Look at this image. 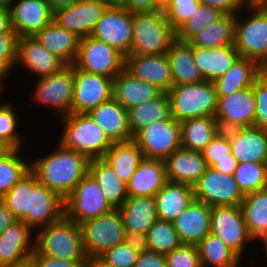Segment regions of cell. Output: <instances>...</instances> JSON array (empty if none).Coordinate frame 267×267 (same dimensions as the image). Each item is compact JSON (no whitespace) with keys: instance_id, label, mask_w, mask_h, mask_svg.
I'll list each match as a JSON object with an SVG mask.
<instances>
[{"instance_id":"6f0895ef","label":"cell","mask_w":267,"mask_h":267,"mask_svg":"<svg viewBox=\"0 0 267 267\" xmlns=\"http://www.w3.org/2000/svg\"><path fill=\"white\" fill-rule=\"evenodd\" d=\"M34 267H84L86 262H70L50 256L33 253Z\"/></svg>"},{"instance_id":"2e32d148","label":"cell","mask_w":267,"mask_h":267,"mask_svg":"<svg viewBox=\"0 0 267 267\" xmlns=\"http://www.w3.org/2000/svg\"><path fill=\"white\" fill-rule=\"evenodd\" d=\"M113 97V78L87 73L74 65L71 113H89Z\"/></svg>"},{"instance_id":"7c38bea8","label":"cell","mask_w":267,"mask_h":267,"mask_svg":"<svg viewBox=\"0 0 267 267\" xmlns=\"http://www.w3.org/2000/svg\"><path fill=\"white\" fill-rule=\"evenodd\" d=\"M133 140L141 149L143 158L164 161L181 147L180 123L170 116L143 128Z\"/></svg>"},{"instance_id":"c3c4849f","label":"cell","mask_w":267,"mask_h":267,"mask_svg":"<svg viewBox=\"0 0 267 267\" xmlns=\"http://www.w3.org/2000/svg\"><path fill=\"white\" fill-rule=\"evenodd\" d=\"M223 15L217 9L201 4L198 10L176 31V38L189 42L205 26L220 19Z\"/></svg>"},{"instance_id":"be15d7a7","label":"cell","mask_w":267,"mask_h":267,"mask_svg":"<svg viewBox=\"0 0 267 267\" xmlns=\"http://www.w3.org/2000/svg\"><path fill=\"white\" fill-rule=\"evenodd\" d=\"M53 12L67 8L79 0H46Z\"/></svg>"},{"instance_id":"bcb514c9","label":"cell","mask_w":267,"mask_h":267,"mask_svg":"<svg viewBox=\"0 0 267 267\" xmlns=\"http://www.w3.org/2000/svg\"><path fill=\"white\" fill-rule=\"evenodd\" d=\"M234 179L243 195L267 188V164L238 163Z\"/></svg>"},{"instance_id":"4dcf8cb0","label":"cell","mask_w":267,"mask_h":267,"mask_svg":"<svg viewBox=\"0 0 267 267\" xmlns=\"http://www.w3.org/2000/svg\"><path fill=\"white\" fill-rule=\"evenodd\" d=\"M49 52L66 65H73L79 52L80 37L51 22L34 36Z\"/></svg>"},{"instance_id":"1f68e13d","label":"cell","mask_w":267,"mask_h":267,"mask_svg":"<svg viewBox=\"0 0 267 267\" xmlns=\"http://www.w3.org/2000/svg\"><path fill=\"white\" fill-rule=\"evenodd\" d=\"M154 197L158 219L171 222L195 199L192 185L169 181L164 184Z\"/></svg>"},{"instance_id":"681fc988","label":"cell","mask_w":267,"mask_h":267,"mask_svg":"<svg viewBox=\"0 0 267 267\" xmlns=\"http://www.w3.org/2000/svg\"><path fill=\"white\" fill-rule=\"evenodd\" d=\"M18 41L19 36L13 29L8 33L0 34V88H5L7 86L5 82L12 78L10 76H13L12 71L15 70L17 60Z\"/></svg>"},{"instance_id":"603a6c76","label":"cell","mask_w":267,"mask_h":267,"mask_svg":"<svg viewBox=\"0 0 267 267\" xmlns=\"http://www.w3.org/2000/svg\"><path fill=\"white\" fill-rule=\"evenodd\" d=\"M119 210L129 238L141 240L158 219L155 197H128Z\"/></svg>"},{"instance_id":"e7e4bbea","label":"cell","mask_w":267,"mask_h":267,"mask_svg":"<svg viewBox=\"0 0 267 267\" xmlns=\"http://www.w3.org/2000/svg\"><path fill=\"white\" fill-rule=\"evenodd\" d=\"M243 8H267V0H240Z\"/></svg>"},{"instance_id":"277c9868","label":"cell","mask_w":267,"mask_h":267,"mask_svg":"<svg viewBox=\"0 0 267 267\" xmlns=\"http://www.w3.org/2000/svg\"><path fill=\"white\" fill-rule=\"evenodd\" d=\"M176 39L161 10L132 13V42L129 54H166Z\"/></svg>"},{"instance_id":"a7ac6f4b","label":"cell","mask_w":267,"mask_h":267,"mask_svg":"<svg viewBox=\"0 0 267 267\" xmlns=\"http://www.w3.org/2000/svg\"><path fill=\"white\" fill-rule=\"evenodd\" d=\"M171 3V0H154V11L161 10L164 11L169 4Z\"/></svg>"},{"instance_id":"8992f818","label":"cell","mask_w":267,"mask_h":267,"mask_svg":"<svg viewBox=\"0 0 267 267\" xmlns=\"http://www.w3.org/2000/svg\"><path fill=\"white\" fill-rule=\"evenodd\" d=\"M170 98L171 116L181 123L193 118L215 116L217 93L214 83H197L172 86L167 92Z\"/></svg>"},{"instance_id":"4316f807","label":"cell","mask_w":267,"mask_h":267,"mask_svg":"<svg viewBox=\"0 0 267 267\" xmlns=\"http://www.w3.org/2000/svg\"><path fill=\"white\" fill-rule=\"evenodd\" d=\"M112 142L133 140L128 126V111L114 98L88 113Z\"/></svg>"},{"instance_id":"d6a6232c","label":"cell","mask_w":267,"mask_h":267,"mask_svg":"<svg viewBox=\"0 0 267 267\" xmlns=\"http://www.w3.org/2000/svg\"><path fill=\"white\" fill-rule=\"evenodd\" d=\"M171 67L173 86L203 81V77L195 65L193 46L177 38L166 53Z\"/></svg>"},{"instance_id":"f1b7e54d","label":"cell","mask_w":267,"mask_h":267,"mask_svg":"<svg viewBox=\"0 0 267 267\" xmlns=\"http://www.w3.org/2000/svg\"><path fill=\"white\" fill-rule=\"evenodd\" d=\"M166 182L164 161L143 158L126 184L127 195L128 197H154Z\"/></svg>"},{"instance_id":"ac0fdd59","label":"cell","mask_w":267,"mask_h":267,"mask_svg":"<svg viewBox=\"0 0 267 267\" xmlns=\"http://www.w3.org/2000/svg\"><path fill=\"white\" fill-rule=\"evenodd\" d=\"M21 68L36 79L60 72L67 65L49 52L35 37H21L18 41L15 70ZM25 69V70H24Z\"/></svg>"},{"instance_id":"8c879c8a","label":"cell","mask_w":267,"mask_h":267,"mask_svg":"<svg viewBox=\"0 0 267 267\" xmlns=\"http://www.w3.org/2000/svg\"><path fill=\"white\" fill-rule=\"evenodd\" d=\"M14 0H0V8H6V9H9L11 3L13 2Z\"/></svg>"},{"instance_id":"9c48e42d","label":"cell","mask_w":267,"mask_h":267,"mask_svg":"<svg viewBox=\"0 0 267 267\" xmlns=\"http://www.w3.org/2000/svg\"><path fill=\"white\" fill-rule=\"evenodd\" d=\"M113 209L102 188L89 173L77 183L74 191L64 200V216L78 225Z\"/></svg>"},{"instance_id":"89a4df30","label":"cell","mask_w":267,"mask_h":267,"mask_svg":"<svg viewBox=\"0 0 267 267\" xmlns=\"http://www.w3.org/2000/svg\"><path fill=\"white\" fill-rule=\"evenodd\" d=\"M259 243H261L260 246H262V248L259 247V249L262 250V252L264 253L263 255H265L264 257L266 258L264 263H267V236L260 240Z\"/></svg>"},{"instance_id":"ee69618b","label":"cell","mask_w":267,"mask_h":267,"mask_svg":"<svg viewBox=\"0 0 267 267\" xmlns=\"http://www.w3.org/2000/svg\"><path fill=\"white\" fill-rule=\"evenodd\" d=\"M23 152L26 154L23 149H11L0 157V197L30 170V157L26 158Z\"/></svg>"},{"instance_id":"d590c367","label":"cell","mask_w":267,"mask_h":267,"mask_svg":"<svg viewBox=\"0 0 267 267\" xmlns=\"http://www.w3.org/2000/svg\"><path fill=\"white\" fill-rule=\"evenodd\" d=\"M263 70L254 60L240 57L214 82L217 96L229 95L253 86L254 80Z\"/></svg>"},{"instance_id":"db71d44e","label":"cell","mask_w":267,"mask_h":267,"mask_svg":"<svg viewBox=\"0 0 267 267\" xmlns=\"http://www.w3.org/2000/svg\"><path fill=\"white\" fill-rule=\"evenodd\" d=\"M167 267H201L197 245L182 244L166 254Z\"/></svg>"},{"instance_id":"b9f144b4","label":"cell","mask_w":267,"mask_h":267,"mask_svg":"<svg viewBox=\"0 0 267 267\" xmlns=\"http://www.w3.org/2000/svg\"><path fill=\"white\" fill-rule=\"evenodd\" d=\"M5 90V88H0V139L11 149H25L24 131H21L19 126L21 124L20 120H23L22 118L20 119V114H22L19 113L18 108L20 106L16 107V104L9 102V100L1 99L2 97L5 98L2 94Z\"/></svg>"},{"instance_id":"ba28073f","label":"cell","mask_w":267,"mask_h":267,"mask_svg":"<svg viewBox=\"0 0 267 267\" xmlns=\"http://www.w3.org/2000/svg\"><path fill=\"white\" fill-rule=\"evenodd\" d=\"M83 249L88 258L99 257L106 250L129 239L119 209L80 224Z\"/></svg>"},{"instance_id":"52a82bcc","label":"cell","mask_w":267,"mask_h":267,"mask_svg":"<svg viewBox=\"0 0 267 267\" xmlns=\"http://www.w3.org/2000/svg\"><path fill=\"white\" fill-rule=\"evenodd\" d=\"M32 83L28 99L37 107L51 109L55 118H61L71 113L74 90V64L67 65L60 72L36 78ZM49 108V109H48Z\"/></svg>"},{"instance_id":"e0dca14e","label":"cell","mask_w":267,"mask_h":267,"mask_svg":"<svg viewBox=\"0 0 267 267\" xmlns=\"http://www.w3.org/2000/svg\"><path fill=\"white\" fill-rule=\"evenodd\" d=\"M122 53L129 55L132 42V13L120 4H112L91 34Z\"/></svg>"},{"instance_id":"f6af8a7d","label":"cell","mask_w":267,"mask_h":267,"mask_svg":"<svg viewBox=\"0 0 267 267\" xmlns=\"http://www.w3.org/2000/svg\"><path fill=\"white\" fill-rule=\"evenodd\" d=\"M38 183L36 174L30 169L9 192L1 197V201L18 221H21L29 210V189H33Z\"/></svg>"},{"instance_id":"e575fe53","label":"cell","mask_w":267,"mask_h":267,"mask_svg":"<svg viewBox=\"0 0 267 267\" xmlns=\"http://www.w3.org/2000/svg\"><path fill=\"white\" fill-rule=\"evenodd\" d=\"M128 111V126L134 137L151 123L166 120L171 116L168 93L161 92L156 98L132 107Z\"/></svg>"},{"instance_id":"d6986e66","label":"cell","mask_w":267,"mask_h":267,"mask_svg":"<svg viewBox=\"0 0 267 267\" xmlns=\"http://www.w3.org/2000/svg\"><path fill=\"white\" fill-rule=\"evenodd\" d=\"M64 216V200L45 185L29 189V210L21 220L34 232L59 221Z\"/></svg>"},{"instance_id":"5bb4252c","label":"cell","mask_w":267,"mask_h":267,"mask_svg":"<svg viewBox=\"0 0 267 267\" xmlns=\"http://www.w3.org/2000/svg\"><path fill=\"white\" fill-rule=\"evenodd\" d=\"M215 119L221 131L254 126L256 100L253 86L217 96Z\"/></svg>"},{"instance_id":"f546056e","label":"cell","mask_w":267,"mask_h":267,"mask_svg":"<svg viewBox=\"0 0 267 267\" xmlns=\"http://www.w3.org/2000/svg\"><path fill=\"white\" fill-rule=\"evenodd\" d=\"M162 91L134 77L125 68L113 78V97L126 109L156 98Z\"/></svg>"},{"instance_id":"816d5d0a","label":"cell","mask_w":267,"mask_h":267,"mask_svg":"<svg viewBox=\"0 0 267 267\" xmlns=\"http://www.w3.org/2000/svg\"><path fill=\"white\" fill-rule=\"evenodd\" d=\"M256 110L254 126L267 130V69L254 80Z\"/></svg>"},{"instance_id":"2644e50d","label":"cell","mask_w":267,"mask_h":267,"mask_svg":"<svg viewBox=\"0 0 267 267\" xmlns=\"http://www.w3.org/2000/svg\"><path fill=\"white\" fill-rule=\"evenodd\" d=\"M10 150L11 148L0 139V157L4 156Z\"/></svg>"},{"instance_id":"60d3db41","label":"cell","mask_w":267,"mask_h":267,"mask_svg":"<svg viewBox=\"0 0 267 267\" xmlns=\"http://www.w3.org/2000/svg\"><path fill=\"white\" fill-rule=\"evenodd\" d=\"M235 16L223 15L220 19L205 26L189 43L201 48H220L234 45Z\"/></svg>"},{"instance_id":"6da1fadb","label":"cell","mask_w":267,"mask_h":267,"mask_svg":"<svg viewBox=\"0 0 267 267\" xmlns=\"http://www.w3.org/2000/svg\"><path fill=\"white\" fill-rule=\"evenodd\" d=\"M48 153L30 158V169L38 182L65 200L77 183L88 173L89 159L78 152L66 149L59 143Z\"/></svg>"},{"instance_id":"3957f363","label":"cell","mask_w":267,"mask_h":267,"mask_svg":"<svg viewBox=\"0 0 267 267\" xmlns=\"http://www.w3.org/2000/svg\"><path fill=\"white\" fill-rule=\"evenodd\" d=\"M34 253L70 262H86L80 225L63 216L35 232Z\"/></svg>"},{"instance_id":"30bf717a","label":"cell","mask_w":267,"mask_h":267,"mask_svg":"<svg viewBox=\"0 0 267 267\" xmlns=\"http://www.w3.org/2000/svg\"><path fill=\"white\" fill-rule=\"evenodd\" d=\"M210 232L243 258L244 264L247 247H258L248 233L240 205L211 207Z\"/></svg>"},{"instance_id":"7dc6e473","label":"cell","mask_w":267,"mask_h":267,"mask_svg":"<svg viewBox=\"0 0 267 267\" xmlns=\"http://www.w3.org/2000/svg\"><path fill=\"white\" fill-rule=\"evenodd\" d=\"M141 248L140 239L129 238L106 250L99 258L112 267H134Z\"/></svg>"},{"instance_id":"7a4b0ae2","label":"cell","mask_w":267,"mask_h":267,"mask_svg":"<svg viewBox=\"0 0 267 267\" xmlns=\"http://www.w3.org/2000/svg\"><path fill=\"white\" fill-rule=\"evenodd\" d=\"M58 120L60 136L56 141L89 160L103 158L113 143L88 113H70Z\"/></svg>"},{"instance_id":"cb8c5ba5","label":"cell","mask_w":267,"mask_h":267,"mask_svg":"<svg viewBox=\"0 0 267 267\" xmlns=\"http://www.w3.org/2000/svg\"><path fill=\"white\" fill-rule=\"evenodd\" d=\"M211 207L198 200L172 221L182 244L197 245L210 233Z\"/></svg>"},{"instance_id":"680465c9","label":"cell","mask_w":267,"mask_h":267,"mask_svg":"<svg viewBox=\"0 0 267 267\" xmlns=\"http://www.w3.org/2000/svg\"><path fill=\"white\" fill-rule=\"evenodd\" d=\"M120 5L131 13L154 11V0H123Z\"/></svg>"},{"instance_id":"f35d334b","label":"cell","mask_w":267,"mask_h":267,"mask_svg":"<svg viewBox=\"0 0 267 267\" xmlns=\"http://www.w3.org/2000/svg\"><path fill=\"white\" fill-rule=\"evenodd\" d=\"M103 159L114 169L126 184L133 176L138 163L143 159L141 149L134 140L113 142Z\"/></svg>"},{"instance_id":"9a60e30c","label":"cell","mask_w":267,"mask_h":267,"mask_svg":"<svg viewBox=\"0 0 267 267\" xmlns=\"http://www.w3.org/2000/svg\"><path fill=\"white\" fill-rule=\"evenodd\" d=\"M111 5L108 0H79L53 12V22L80 38L91 36L97 22Z\"/></svg>"},{"instance_id":"91938a15","label":"cell","mask_w":267,"mask_h":267,"mask_svg":"<svg viewBox=\"0 0 267 267\" xmlns=\"http://www.w3.org/2000/svg\"><path fill=\"white\" fill-rule=\"evenodd\" d=\"M17 221L12 211L0 200V235Z\"/></svg>"},{"instance_id":"8fae6325","label":"cell","mask_w":267,"mask_h":267,"mask_svg":"<svg viewBox=\"0 0 267 267\" xmlns=\"http://www.w3.org/2000/svg\"><path fill=\"white\" fill-rule=\"evenodd\" d=\"M74 65L87 73L114 78L125 68V56L92 36L80 39Z\"/></svg>"},{"instance_id":"94428289","label":"cell","mask_w":267,"mask_h":267,"mask_svg":"<svg viewBox=\"0 0 267 267\" xmlns=\"http://www.w3.org/2000/svg\"><path fill=\"white\" fill-rule=\"evenodd\" d=\"M212 167L224 174L234 175V172L238 167V161L231 154V159L219 160Z\"/></svg>"},{"instance_id":"03108f58","label":"cell","mask_w":267,"mask_h":267,"mask_svg":"<svg viewBox=\"0 0 267 267\" xmlns=\"http://www.w3.org/2000/svg\"><path fill=\"white\" fill-rule=\"evenodd\" d=\"M2 267H34L33 255H30L20 261L6 264Z\"/></svg>"},{"instance_id":"6125c7cd","label":"cell","mask_w":267,"mask_h":267,"mask_svg":"<svg viewBox=\"0 0 267 267\" xmlns=\"http://www.w3.org/2000/svg\"><path fill=\"white\" fill-rule=\"evenodd\" d=\"M12 29L10 11L0 8V34L8 33Z\"/></svg>"},{"instance_id":"11a10c76","label":"cell","mask_w":267,"mask_h":267,"mask_svg":"<svg viewBox=\"0 0 267 267\" xmlns=\"http://www.w3.org/2000/svg\"><path fill=\"white\" fill-rule=\"evenodd\" d=\"M135 267H167L166 255L142 247Z\"/></svg>"},{"instance_id":"753ad0ef","label":"cell","mask_w":267,"mask_h":267,"mask_svg":"<svg viewBox=\"0 0 267 267\" xmlns=\"http://www.w3.org/2000/svg\"><path fill=\"white\" fill-rule=\"evenodd\" d=\"M112 4H120L123 0H108Z\"/></svg>"},{"instance_id":"f5cc1de1","label":"cell","mask_w":267,"mask_h":267,"mask_svg":"<svg viewBox=\"0 0 267 267\" xmlns=\"http://www.w3.org/2000/svg\"><path fill=\"white\" fill-rule=\"evenodd\" d=\"M201 153L208 167H212L219 160L231 159L228 134L220 130Z\"/></svg>"},{"instance_id":"7402d4cb","label":"cell","mask_w":267,"mask_h":267,"mask_svg":"<svg viewBox=\"0 0 267 267\" xmlns=\"http://www.w3.org/2000/svg\"><path fill=\"white\" fill-rule=\"evenodd\" d=\"M231 154L238 163L267 164V130L255 126L229 129Z\"/></svg>"},{"instance_id":"f907efd6","label":"cell","mask_w":267,"mask_h":267,"mask_svg":"<svg viewBox=\"0 0 267 267\" xmlns=\"http://www.w3.org/2000/svg\"><path fill=\"white\" fill-rule=\"evenodd\" d=\"M200 5L199 0H171L163 12L172 28L177 31L198 10Z\"/></svg>"},{"instance_id":"9f6ffc18","label":"cell","mask_w":267,"mask_h":267,"mask_svg":"<svg viewBox=\"0 0 267 267\" xmlns=\"http://www.w3.org/2000/svg\"><path fill=\"white\" fill-rule=\"evenodd\" d=\"M199 2L217 9L224 15L236 16L243 9L240 0H199Z\"/></svg>"},{"instance_id":"d4e9b609","label":"cell","mask_w":267,"mask_h":267,"mask_svg":"<svg viewBox=\"0 0 267 267\" xmlns=\"http://www.w3.org/2000/svg\"><path fill=\"white\" fill-rule=\"evenodd\" d=\"M167 181L194 185L208 165L201 152L178 148L164 160Z\"/></svg>"},{"instance_id":"74e56055","label":"cell","mask_w":267,"mask_h":267,"mask_svg":"<svg viewBox=\"0 0 267 267\" xmlns=\"http://www.w3.org/2000/svg\"><path fill=\"white\" fill-rule=\"evenodd\" d=\"M240 207L250 237L259 242L267 236V188L244 195Z\"/></svg>"},{"instance_id":"44dd1931","label":"cell","mask_w":267,"mask_h":267,"mask_svg":"<svg viewBox=\"0 0 267 267\" xmlns=\"http://www.w3.org/2000/svg\"><path fill=\"white\" fill-rule=\"evenodd\" d=\"M125 69L134 77L168 92L172 86L170 61L167 54L135 55L125 57Z\"/></svg>"},{"instance_id":"484cf974","label":"cell","mask_w":267,"mask_h":267,"mask_svg":"<svg viewBox=\"0 0 267 267\" xmlns=\"http://www.w3.org/2000/svg\"><path fill=\"white\" fill-rule=\"evenodd\" d=\"M35 232L23 221L7 227L0 235V267L34 253Z\"/></svg>"},{"instance_id":"836d02e7","label":"cell","mask_w":267,"mask_h":267,"mask_svg":"<svg viewBox=\"0 0 267 267\" xmlns=\"http://www.w3.org/2000/svg\"><path fill=\"white\" fill-rule=\"evenodd\" d=\"M88 173L102 188L104 196L114 209H119L127 200V186L115 173L114 169L103 159H91Z\"/></svg>"},{"instance_id":"5b68a950","label":"cell","mask_w":267,"mask_h":267,"mask_svg":"<svg viewBox=\"0 0 267 267\" xmlns=\"http://www.w3.org/2000/svg\"><path fill=\"white\" fill-rule=\"evenodd\" d=\"M234 46L241 58L267 69V8H243L235 16Z\"/></svg>"},{"instance_id":"7bdbcfd3","label":"cell","mask_w":267,"mask_h":267,"mask_svg":"<svg viewBox=\"0 0 267 267\" xmlns=\"http://www.w3.org/2000/svg\"><path fill=\"white\" fill-rule=\"evenodd\" d=\"M142 247L161 254H168L182 245L171 221L157 219L141 239Z\"/></svg>"},{"instance_id":"003e7915","label":"cell","mask_w":267,"mask_h":267,"mask_svg":"<svg viewBox=\"0 0 267 267\" xmlns=\"http://www.w3.org/2000/svg\"><path fill=\"white\" fill-rule=\"evenodd\" d=\"M84 267H112V266L107 265L99 257H90V258H87V261Z\"/></svg>"},{"instance_id":"4fadbf2b","label":"cell","mask_w":267,"mask_h":267,"mask_svg":"<svg viewBox=\"0 0 267 267\" xmlns=\"http://www.w3.org/2000/svg\"><path fill=\"white\" fill-rule=\"evenodd\" d=\"M194 198L200 202L216 206H239L244 198L233 175L224 174L213 167L193 185Z\"/></svg>"},{"instance_id":"ffe728a7","label":"cell","mask_w":267,"mask_h":267,"mask_svg":"<svg viewBox=\"0 0 267 267\" xmlns=\"http://www.w3.org/2000/svg\"><path fill=\"white\" fill-rule=\"evenodd\" d=\"M12 29L21 37H34L53 21L46 0H14L10 7Z\"/></svg>"},{"instance_id":"83f0119b","label":"cell","mask_w":267,"mask_h":267,"mask_svg":"<svg viewBox=\"0 0 267 267\" xmlns=\"http://www.w3.org/2000/svg\"><path fill=\"white\" fill-rule=\"evenodd\" d=\"M195 65L203 80L214 83L240 58L234 45L220 48H201L193 46Z\"/></svg>"},{"instance_id":"8d00e7d4","label":"cell","mask_w":267,"mask_h":267,"mask_svg":"<svg viewBox=\"0 0 267 267\" xmlns=\"http://www.w3.org/2000/svg\"><path fill=\"white\" fill-rule=\"evenodd\" d=\"M220 131L214 116L193 118L180 123L181 147L201 152Z\"/></svg>"},{"instance_id":"ab89813d","label":"cell","mask_w":267,"mask_h":267,"mask_svg":"<svg viewBox=\"0 0 267 267\" xmlns=\"http://www.w3.org/2000/svg\"><path fill=\"white\" fill-rule=\"evenodd\" d=\"M201 267H241V259L220 238L211 232L198 244Z\"/></svg>"}]
</instances>
